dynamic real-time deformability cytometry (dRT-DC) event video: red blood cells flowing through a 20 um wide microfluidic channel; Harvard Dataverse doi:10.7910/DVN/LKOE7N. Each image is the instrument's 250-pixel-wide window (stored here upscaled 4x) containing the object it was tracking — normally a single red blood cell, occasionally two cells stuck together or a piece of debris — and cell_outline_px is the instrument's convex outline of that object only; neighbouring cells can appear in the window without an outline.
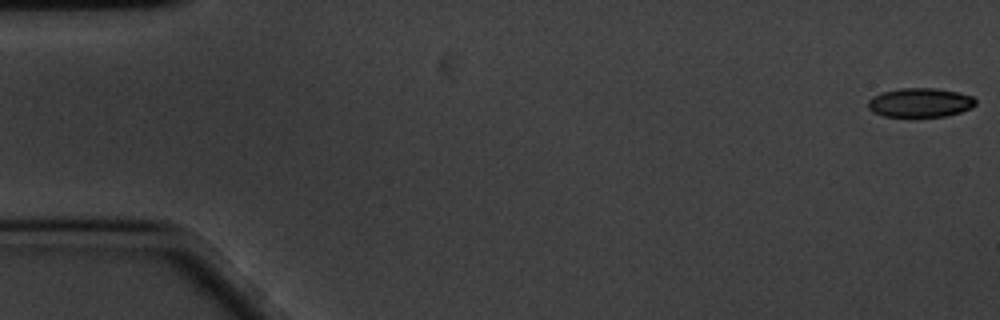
{"species": "common noctule bat (a hibernating species)", "species_latin": "Nyctalus noctula", "temperature_condition": "cold", "stored_images_in_passage": 59, "camera_frame_rate_fps": 3000, "um_per_image_px": 0.085, "animal": {"sex": "male", "body_mass_g": 20.1, "forearm_length_mm": 53.5}, "frame": {"image": 1, "passage_image": 1, "time_ms": 0.0, "image_size_px": [1000, 320], "cell_outline_px": [[976, 104], [972, 108], [948, 116], [884, 116], [872, 112], [868, 108], [868, 100], [872, 96], [884, 92], [900, 88], [936, 88], [956, 92], [972, 96], [976, 100]], "centroid_in_image_um": [78.21, 8.72], "position_along_channel_um": 6.8, "area_um2": 18.21}}
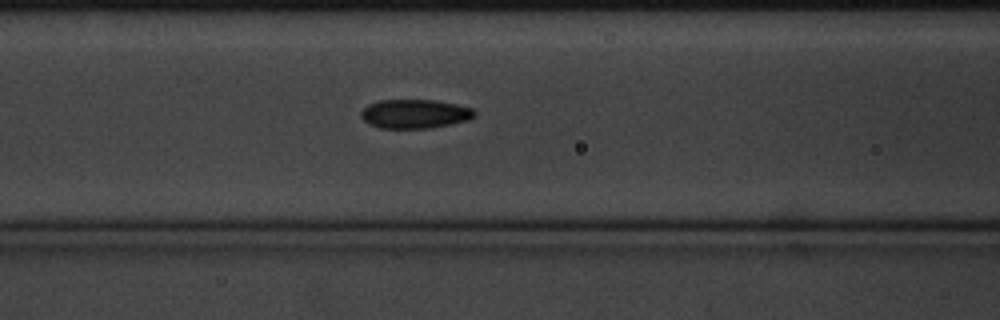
{"frame": {"image": 2, "passage_image": 24, "time_ms": 7.667, "image_size_px": [1000, 320], "cell_outline_px": [[476, 116], [468, 120], [432, 128], [380, 128], [368, 124], [360, 116], [360, 112], [368, 104], [380, 100], [436, 100], [456, 104], [472, 108], [476, 112]], "centroid_in_image_um": [35.26, 9.68], "position_along_channel_um": 131.3, "area_um2": 19.31}}
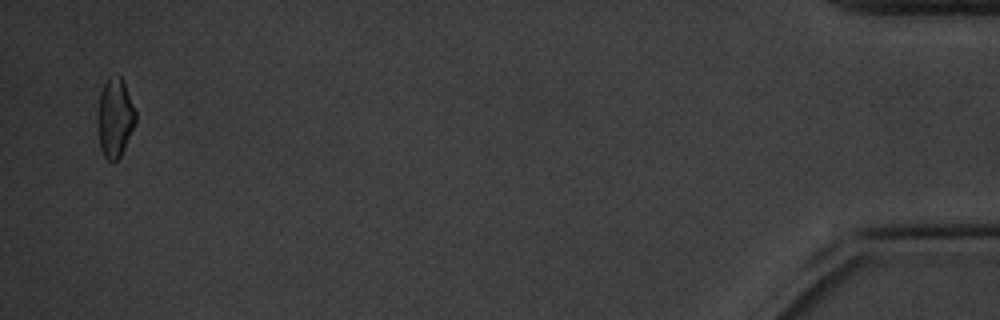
{"frame": {"image": 3, "passage_image": 58, "time_ms": 19.0, "image_size_px": [1000, 320], "cell_outline_px": [[136, 120], [124, 148], [120, 156], [112, 164], [104, 156], [100, 148], [96, 120], [96, 112], [100, 92], [108, 76], [120, 76], [124, 84], [136, 112]], "centroid_in_image_um": [9.72, 10.02], "position_along_channel_um": 425.5, "area_um2": 17.57}, "authors_computed_cell_mechanics": {"area_um2": 18.9006, "velocity_mm_per_s": 3.3761, "shape_relaxation_time_tau1_ms": 3.378, "shape_relaxation_time_tau2_ms": 5.9948, "deformation_change_tau1": 0.1174, "deformation_change_tau2": 0.1161}}